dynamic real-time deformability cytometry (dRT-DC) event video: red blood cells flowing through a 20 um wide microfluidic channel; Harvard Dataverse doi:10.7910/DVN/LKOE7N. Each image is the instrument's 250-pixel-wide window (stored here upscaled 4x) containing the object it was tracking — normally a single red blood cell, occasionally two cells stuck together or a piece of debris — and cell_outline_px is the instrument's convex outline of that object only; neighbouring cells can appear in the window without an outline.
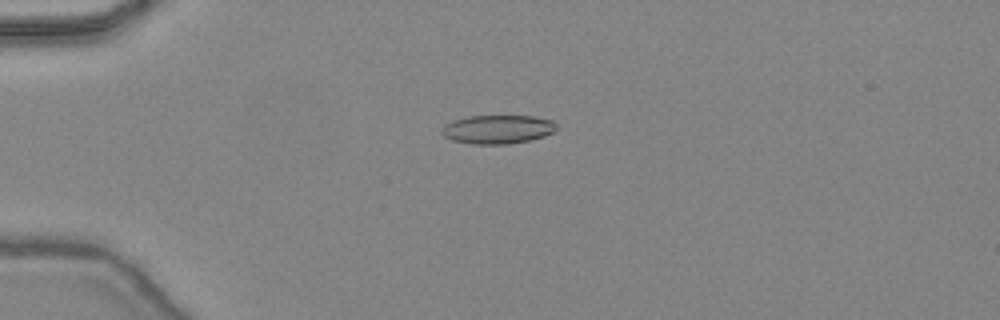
{"species": "common noctule bat (a hibernating species)", "species_latin": "Nyctalus noctula", "temperature_condition": "warm", "stored_images_in_passage": 42, "camera_frame_rate_fps": 3000, "um_per_image_px": 0.085, "animal": {"sex": "female", "body_mass_g": 24.6, "forearm_length_mm": 56.2}, "frame": {"image": 1, "passage_image": 8, "time_ms": 2.333, "image_size_px": [1000, 320], "cell_outline_px": [[556, 128], [552, 132], [544, 136], [532, 140], [508, 144], [472, 144], [452, 140], [444, 136], [440, 132], [440, 128], [444, 124], [452, 120], [468, 116], [536, 116], [552, 120], [556, 124]], "centroid_in_image_um": [42.27, 10.99], "position_along_channel_um": 42.7, "area_um2": 19.42}}
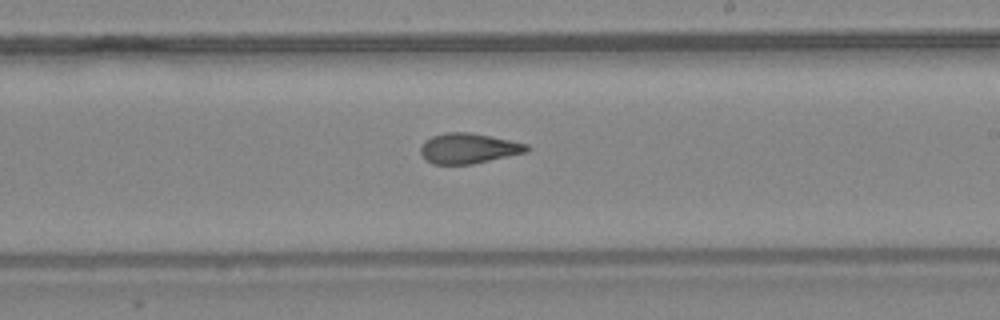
{"frame": {"image": 2, "passage_image": 24, "time_ms": 7.667, "image_size_px": [1000, 320], "cell_outline_px": [[532, 148], [528, 152], [472, 164], [432, 164], [420, 152], [420, 148], [424, 140], [432, 136], [444, 132], [468, 132], [528, 144]], "centroid_in_image_um": [39.83, 12.61], "position_along_channel_um": 249.2, "area_um2": 18.67}}
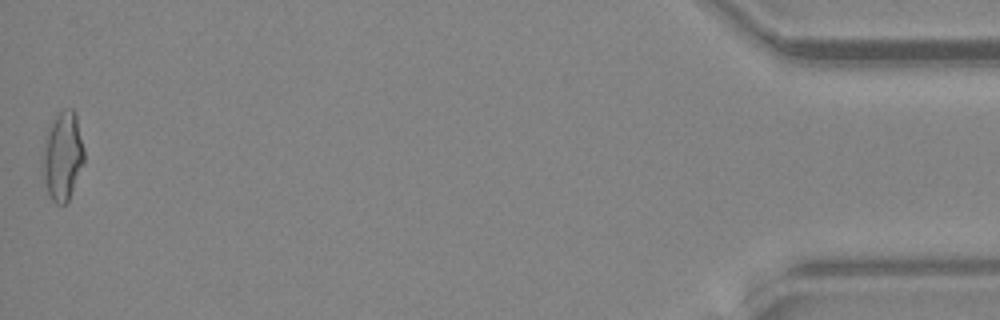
{"frame": {"image": 3, "passage_image": 42, "time_ms": 13.667, "image_size_px": [1000, 320], "cell_outline_px": [[84, 164], [68, 200], [64, 204], [56, 204], [52, 200], [48, 192], [44, 180], [40, 160], [44, 136], [52, 120], [64, 108], [72, 108], [76, 112], [84, 148]], "centroid_in_image_um": [5.3, 13.23], "position_along_channel_um": 429.9, "area_um2": 21.96}, "authors_computed_cell_mechanics": {"area_um2": 19.1318, "velocity_mm_per_s": 4.4986, "shape_relaxation_time_tau1_ms": 7.7039, "shape_relaxation_time_tau2_ms": 2.0229, "deformation_change_tau1": 0.2512, "deformation_change_tau2": 0.1101}}